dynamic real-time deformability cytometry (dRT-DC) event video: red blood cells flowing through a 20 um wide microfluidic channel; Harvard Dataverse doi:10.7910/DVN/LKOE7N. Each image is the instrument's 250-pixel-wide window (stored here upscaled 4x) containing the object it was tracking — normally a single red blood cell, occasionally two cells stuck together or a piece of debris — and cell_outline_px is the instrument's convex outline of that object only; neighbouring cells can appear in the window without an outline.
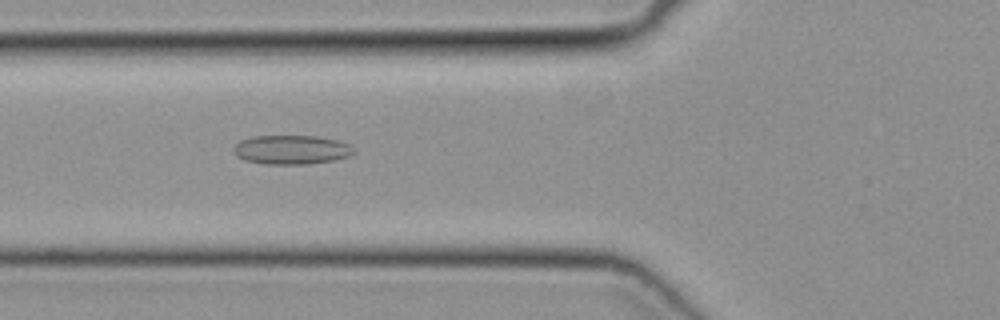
{"species": "common noctule bat (a hibernating species)", "species_latin": "Nyctalus noctula", "temperature_condition": "cold", "stored_images_in_passage": 50, "camera_frame_rate_fps": 3000, "um_per_image_px": 0.085, "animal": {"sex": "female", "body_mass_g": 19.3, "forearm_length_mm": 54.1}, "frame": {"image": 1, "passage_image": 19, "time_ms": 6.0, "image_size_px": [1000, 320], "cell_outline_px": [[356, 152], [352, 156], [336, 160], [308, 164], [264, 164], [244, 160], [236, 156], [232, 152], [232, 148], [240, 140], [252, 136], [316, 136], [336, 140], [348, 144]], "centroid_in_image_um": [24.75, 12.73], "position_along_channel_um": 101.0, "area_um2": 20.63}}
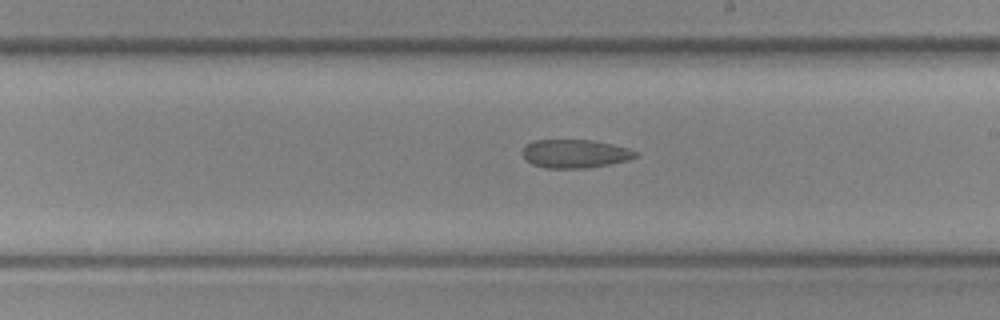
{"frame": {"image": 2, "passage_image": 29, "time_ms": 9.333, "image_size_px": [1000, 320], "cell_outline_px": [[636, 156], [628, 160], [588, 168], [544, 168], [532, 164], [520, 152], [532, 140], [592, 140], [612, 144], [628, 148], [636, 152]], "centroid_in_image_um": [48.85, 13.06], "position_along_channel_um": 240.1, "area_um2": 18.61}}
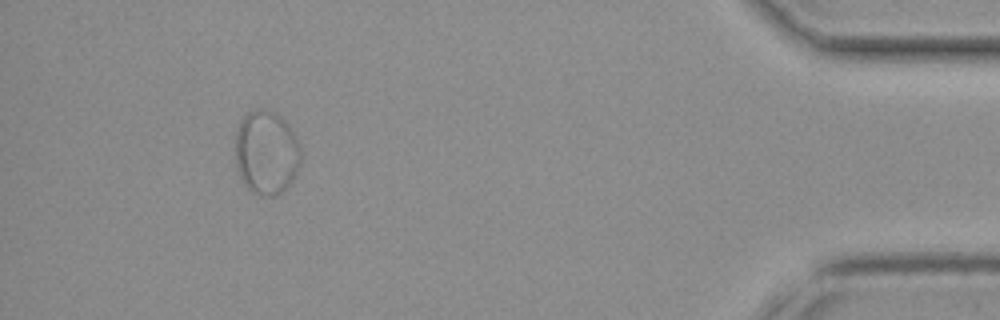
{"frame": {"image": 3, "passage_image": 46, "time_ms": 15.0, "image_size_px": [1000, 320], "cell_outline_px": [[300, 164], [292, 180], [276, 196], [260, 196], [252, 192], [244, 184], [236, 168], [236, 128], [240, 120], [248, 112], [256, 108], [260, 108], [276, 112], [288, 124], [296, 136], [300, 144]], "centroid_in_image_um": [22.63, 12.94], "position_along_channel_um": 412.6, "area_um2": 32.31}}